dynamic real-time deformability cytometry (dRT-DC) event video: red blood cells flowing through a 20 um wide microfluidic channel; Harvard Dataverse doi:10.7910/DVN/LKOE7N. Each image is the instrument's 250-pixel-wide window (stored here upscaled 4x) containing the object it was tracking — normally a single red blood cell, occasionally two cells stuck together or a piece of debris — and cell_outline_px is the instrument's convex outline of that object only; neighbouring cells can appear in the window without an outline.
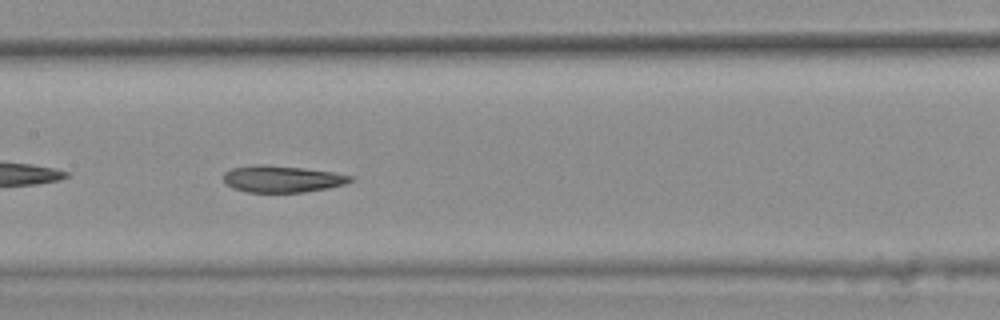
{"species": "common noctule bat (a hibernating species)", "species_latin": "Nyctalus noctula", "temperature_condition": "warm", "stored_images_in_passage": 45, "camera_frame_rate_fps": 3000, "um_per_image_px": 0.085, "animal": {"sex": "female", "body_mass_g": 25.1}, "frame": {"image": 1, "passage_image": 26, "time_ms": 8.333, "image_size_px": [1000, 320], "cell_outline_px": [[356, 180], [344, 184], [328, 188], [304, 192], [248, 192], [232, 188], [224, 184], [224, 172], [232, 168], [256, 164], [264, 164], [304, 168], [332, 172], [356, 176]], "centroid_in_image_um": [24.0, 15.21], "position_along_channel_um": 183.4, "area_um2": 20.0}, "authors_computed_cell_mechanics": {"area_um2": 20.5768, "velocity_mm_per_s": 3.7927, "shape_relaxation_time_tau1_ms": 8.0871, "shape_relaxation_time_tau2_ms": 2.0642, "deformation_change_tau1": 0.1988, "deformation_change_tau2": 0.0927}}